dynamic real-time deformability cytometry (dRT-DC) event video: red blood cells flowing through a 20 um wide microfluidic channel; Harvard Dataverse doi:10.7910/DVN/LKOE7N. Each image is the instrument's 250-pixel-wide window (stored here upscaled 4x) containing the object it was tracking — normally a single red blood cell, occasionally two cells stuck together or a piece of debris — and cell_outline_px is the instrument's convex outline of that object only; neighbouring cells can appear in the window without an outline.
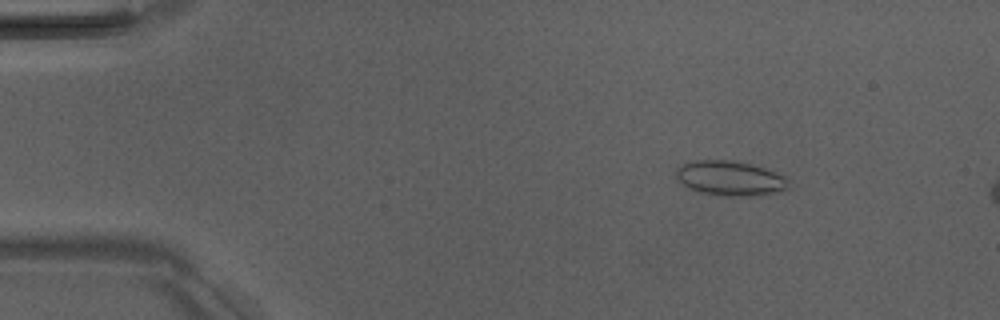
{"species": "Egyptian fruit bat (a non-hibernating species)", "species_latin": "Rousettus aegyptiacus", "temperature_condition": "room temperature", "stored_images_in_passage": 4, "camera_frame_rate_fps": 3000, "um_per_image_px": 0.085, "animal": {"sex": "male"}, "frame": {"image": 1, "passage_image": 2, "time_ms": 2.0, "image_size_px": [1000, 320], "cell_outline_px": [[788, 188], [780, 192], [752, 196], [728, 196], [700, 192], [688, 188], [680, 184], [676, 176], [676, 172], [684, 164], [692, 160], [736, 160], [764, 168], [784, 176], [788, 180]], "centroid_in_image_um": [62.06, 15.16], "position_along_channel_um": 22.9, "area_um2": 22.77}}